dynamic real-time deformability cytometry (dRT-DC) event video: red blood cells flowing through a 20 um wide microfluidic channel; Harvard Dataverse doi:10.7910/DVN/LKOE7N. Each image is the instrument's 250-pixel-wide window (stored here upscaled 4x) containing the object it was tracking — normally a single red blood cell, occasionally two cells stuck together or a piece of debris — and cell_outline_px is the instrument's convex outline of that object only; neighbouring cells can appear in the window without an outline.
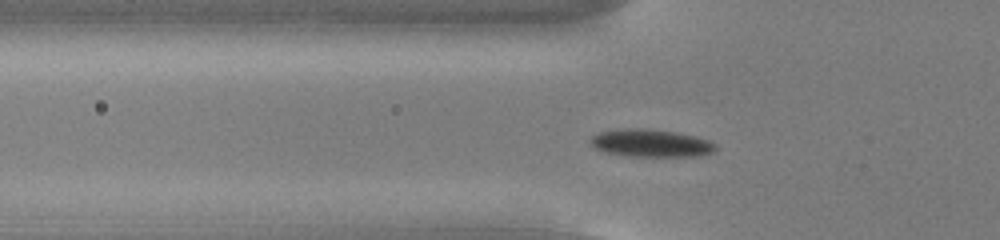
{"species": "common noctule bat (a hibernating species)", "species_latin": "Nyctalus noctula", "temperature_condition": "cold", "stored_images_in_passage": 52, "camera_frame_rate_fps": 3000, "um_per_image_px": 0.085, "animal": {"sex": "male", "body_mass_g": 13.0, "forearm_length_mm": 53.1}, "frame": {"image": 1, "passage_image": 16, "time_ms": 5.0, "image_size_px": [1000, 240], "cell_outline_px": [[716, 148], [712, 152], [700, 156], [628, 156], [608, 152], [596, 148], [588, 140], [592, 136], [600, 132], [624, 128], [644, 128], [676, 132], [696, 136], [708, 140], [716, 144]], "centroid_in_image_um": [55.35, 12.16], "position_along_channel_um": 70.5, "area_um2": 20.06}}
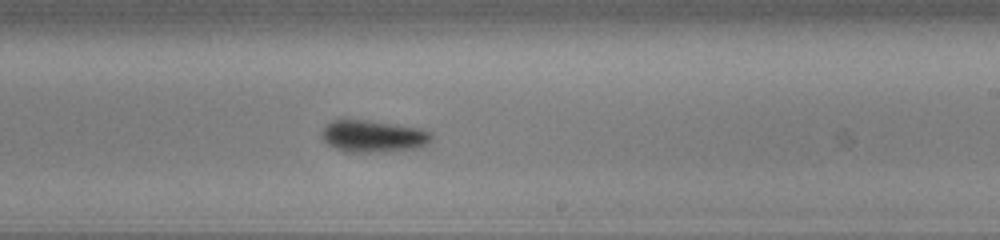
{"frame": {"image": 2, "passage_image": 31, "time_ms": 10.0, "image_size_px": [1000, 240], "cell_outline_px": [[432, 140], [424, 148], [384, 152], [344, 152], [328, 144], [320, 136], [320, 132], [324, 124], [332, 120], [368, 120], [396, 124], [420, 128], [432, 132]], "centroid_in_image_um": [31.75, 11.59], "position_along_channel_um": 257.3, "area_um2": 21.04}}
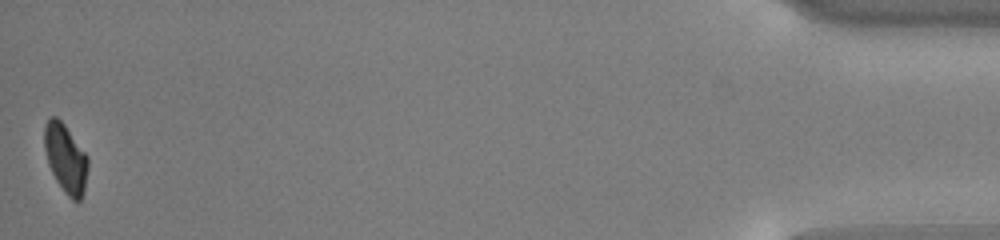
{"frame": {"image": 3, "passage_image": 52, "time_ms": 17.0, "image_size_px": [1000, 240], "cell_outline_px": [[88, 168], [84, 188], [80, 200], [72, 200], [64, 192], [56, 180], [48, 164], [44, 148], [44, 124], [52, 116], [56, 116], [64, 124], [88, 156]], "centroid_in_image_um": [5.57, 13.44], "position_along_channel_um": 429.6, "area_um2": 17.34}, "authors_computed_cell_mechanics": {"area_um2": 19.4208, "velocity_mm_per_s": 3.7539, "shape_relaxation_time_tau1_ms": 1.6864, "shape_relaxation_time_tau2_ms": null, "deformation_change_tau1": 0.0771, "deformation_change_tau2": null}}